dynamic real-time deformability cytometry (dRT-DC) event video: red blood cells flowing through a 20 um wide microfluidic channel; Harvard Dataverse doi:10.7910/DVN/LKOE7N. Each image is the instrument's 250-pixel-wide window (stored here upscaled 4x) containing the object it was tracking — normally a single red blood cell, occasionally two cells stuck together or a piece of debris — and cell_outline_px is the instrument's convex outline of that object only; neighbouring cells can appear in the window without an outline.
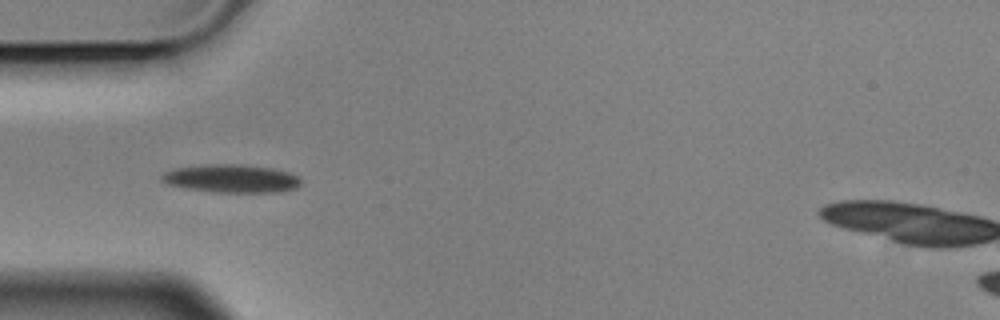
{"species": "Egyptian fruit bat (a non-hibernating species)", "species_latin": "Rousettus aegyptiacus", "temperature_condition": "cold", "stored_images_in_passage": 7, "camera_frame_rate_fps": 3000, "um_per_image_px": 0.085, "animal": {"sex": "male"}, "frame": {"image": 1, "passage_image": 4, "time_ms": 1.0, "image_size_px": [1000, 320], "cell_outline_px": [[300, 184], [296, 188], [280, 192], [216, 192], [188, 188], [168, 184], [160, 180], [160, 176], [164, 172], [176, 168], [208, 164], [240, 164], [272, 168], [288, 172], [296, 176], [300, 180]], "centroid_in_image_um": [19.66, 15.17], "position_along_channel_um": 65.3, "area_um2": 22.66}}
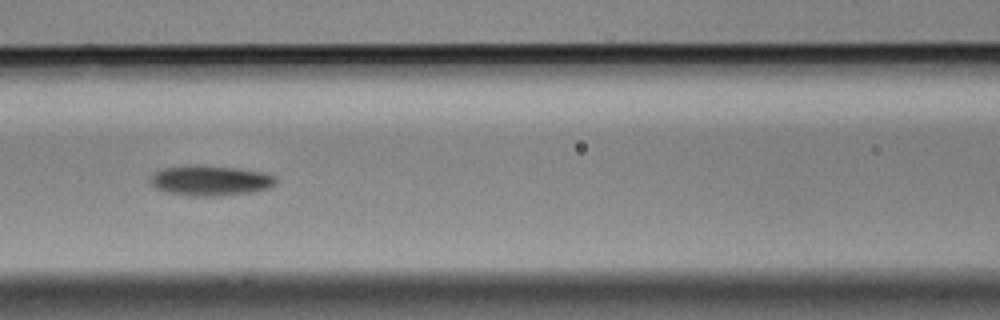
{"frame": {"image": 2, "passage_image": 6, "time_ms": 1.667, "image_size_px": [1000, 320], "cell_outline_px": [[276, 184], [268, 188], [248, 192], [216, 196], [192, 196], [164, 192], [156, 188], [152, 184], [152, 172], [164, 168], [196, 164], [236, 168], [264, 172], [276, 176]], "centroid_in_image_um": [17.87, 15.34], "position_along_channel_um": 148.7, "area_um2": 22.08}}
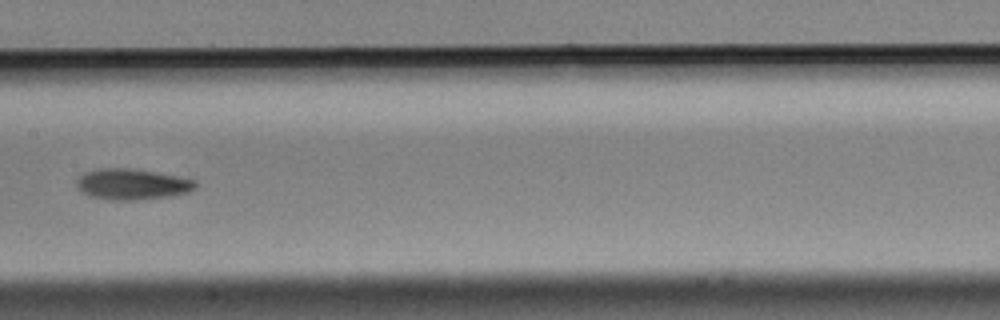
{"frame": {"image": 3, "passage_image": 7, "time_ms": 2.0, "image_size_px": [1000, 320], "cell_outline_px": [[196, 188], [188, 192], [172, 196], [132, 200], [112, 200], [88, 196], [80, 192], [76, 188], [76, 180], [84, 172], [96, 168], [128, 168], [156, 172], [196, 180]], "centroid_in_image_um": [11.17, 15.66], "position_along_channel_um": 196.2, "area_um2": 21.56}}